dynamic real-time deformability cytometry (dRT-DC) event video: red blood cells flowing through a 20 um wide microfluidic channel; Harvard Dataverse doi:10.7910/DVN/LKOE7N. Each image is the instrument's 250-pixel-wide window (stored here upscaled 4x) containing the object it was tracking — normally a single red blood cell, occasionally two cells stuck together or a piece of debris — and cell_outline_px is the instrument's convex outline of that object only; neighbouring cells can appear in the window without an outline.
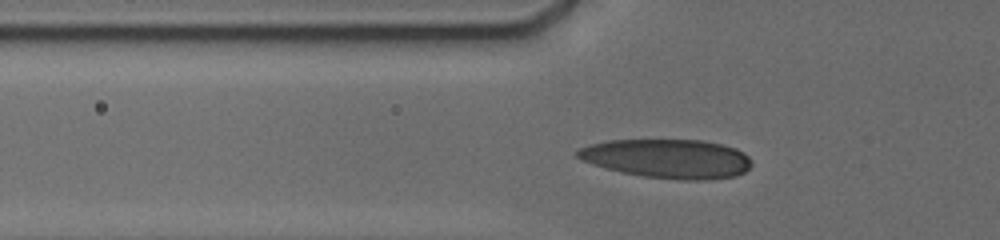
{"species": "human", "species_latin": "Homo sapiens", "temperature_condition": "cold", "stored_images_in_passage": 15, "camera_frame_rate_fps": 3000, "um_per_image_px": 0.085, "donor": {"sex": "male"}, "frame": {"image": 1, "passage_image": 8, "time_ms": 3.0, "image_size_px": [1000, 240], "cell_outline_px": [[752, 164], [744, 172], [736, 176], [708, 180], [680, 180], [644, 176], [624, 172], [608, 168], [584, 160], [576, 156], [576, 152], [580, 148], [592, 144], [608, 140], [704, 140], [724, 144], [736, 148], [744, 152], [748, 156]], "centroid_in_image_um": [56.83, 13.48], "position_along_channel_um": 69.0, "area_um2": 39.42}}
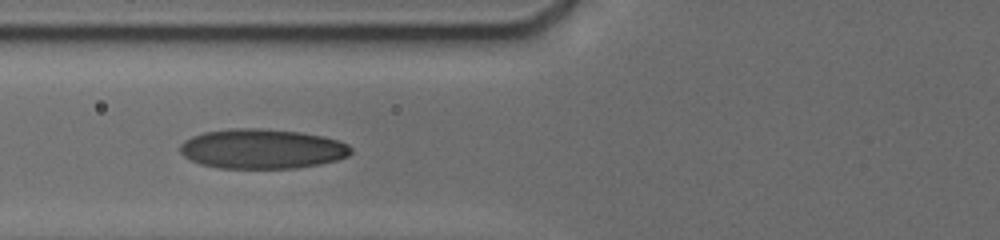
{"frame": {"image": 2, "passage_image": 10, "time_ms": 4.0, "image_size_px": [1000, 240], "cell_outline_px": [[352, 152], [348, 156], [336, 160], [320, 164], [296, 168], [216, 168], [200, 164], [184, 156], [180, 152], [180, 144], [184, 140], [192, 136], [204, 132], [228, 128], [260, 128], [300, 132], [324, 136], [348, 144], [352, 148]], "centroid_in_image_um": [22.26, 12.65], "position_along_channel_um": 103.5, "area_um2": 39.77}}
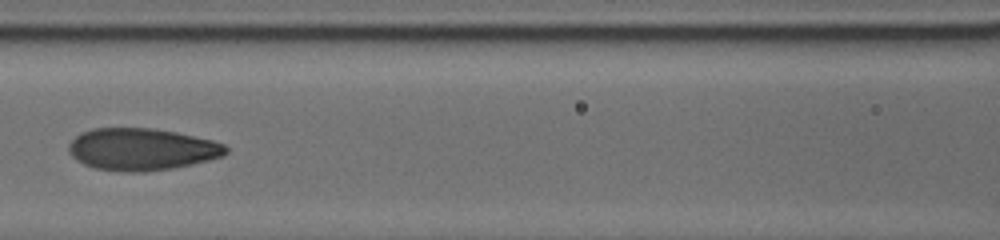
{"frame": {"image": 3, "passage_image": 13, "time_ms": 5.333, "image_size_px": [1000, 240], "cell_outline_px": [[228, 152], [224, 156], [192, 164], [172, 168], [144, 172], [124, 172], [96, 168], [84, 164], [76, 160], [72, 156], [68, 148], [68, 144], [80, 132], [92, 128], [152, 128], [176, 132], [212, 140], [224, 144], [228, 148]], "centroid_in_image_um": [12.04, 12.69], "position_along_channel_um": 154.6, "area_um2": 38.61}}